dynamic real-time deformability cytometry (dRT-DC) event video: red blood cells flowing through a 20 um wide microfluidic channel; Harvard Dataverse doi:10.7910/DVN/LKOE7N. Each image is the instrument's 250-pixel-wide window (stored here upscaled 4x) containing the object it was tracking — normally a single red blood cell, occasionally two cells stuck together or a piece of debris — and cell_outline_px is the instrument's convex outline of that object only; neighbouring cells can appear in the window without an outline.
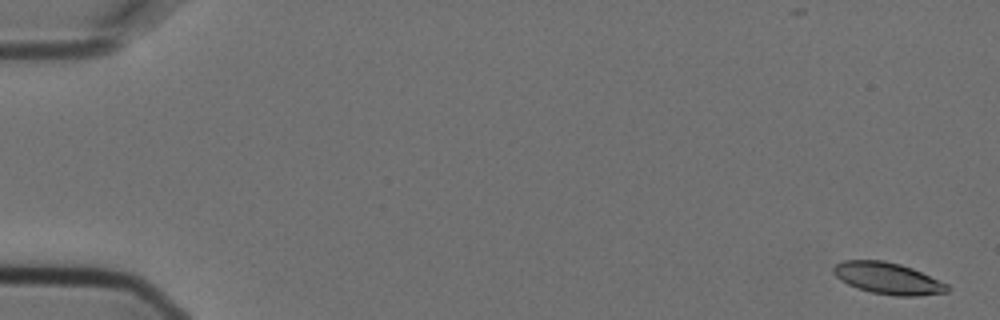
{"species": "Egyptian fruit bat (a non-hibernating species)", "species_latin": "Rousettus aegyptiacus", "temperature_condition": "cold", "stored_images_in_passage": 6, "camera_frame_rate_fps": 3000, "um_per_image_px": 0.085, "animal": {"sex": "female"}, "frame": {"image": 1, "passage_image": 1, "time_ms": 0.0, "image_size_px": [1000, 320], "cell_outline_px": [[952, 288], [948, 292], [916, 296], [896, 296], [872, 292], [856, 288], [840, 280], [832, 272], [832, 268], [836, 264], [844, 260], [884, 260], [900, 264], [912, 268], [948, 284]], "centroid_in_image_um": [75.47, 23.66], "position_along_channel_um": 9.5, "area_um2": 21.04}}
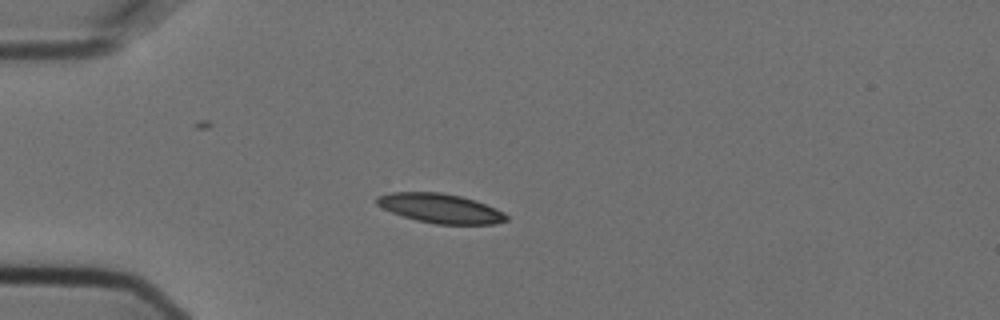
{"frame": {"image": 2, "passage_image": 4, "time_ms": 1.0, "image_size_px": [1000, 320], "cell_outline_px": [[508, 220], [492, 224], [436, 224], [416, 220], [392, 212], [376, 204], [376, 196], [392, 192], [440, 192], [460, 196], [476, 200], [496, 208], [504, 212], [508, 216]], "centroid_in_image_um": [37.45, 17.7], "position_along_channel_um": 47.6, "area_um2": 22.14}}
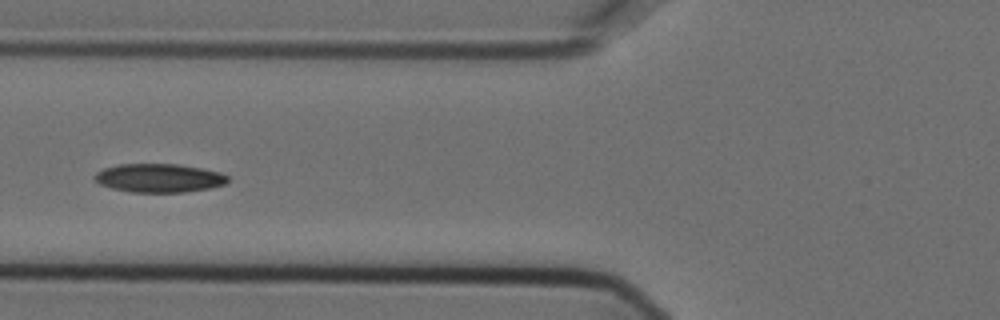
{"frame": {"image": 3, "passage_image": 6, "time_ms": 1.667, "image_size_px": [1000, 320], "cell_outline_px": [[228, 180], [224, 184], [212, 188], [184, 192], [132, 192], [112, 188], [100, 184], [92, 176], [96, 172], [104, 168], [120, 164], [180, 164], [220, 172], [228, 176]], "centroid_in_image_um": [13.52, 15.13], "position_along_channel_um": 112.3, "area_um2": 22.2}}